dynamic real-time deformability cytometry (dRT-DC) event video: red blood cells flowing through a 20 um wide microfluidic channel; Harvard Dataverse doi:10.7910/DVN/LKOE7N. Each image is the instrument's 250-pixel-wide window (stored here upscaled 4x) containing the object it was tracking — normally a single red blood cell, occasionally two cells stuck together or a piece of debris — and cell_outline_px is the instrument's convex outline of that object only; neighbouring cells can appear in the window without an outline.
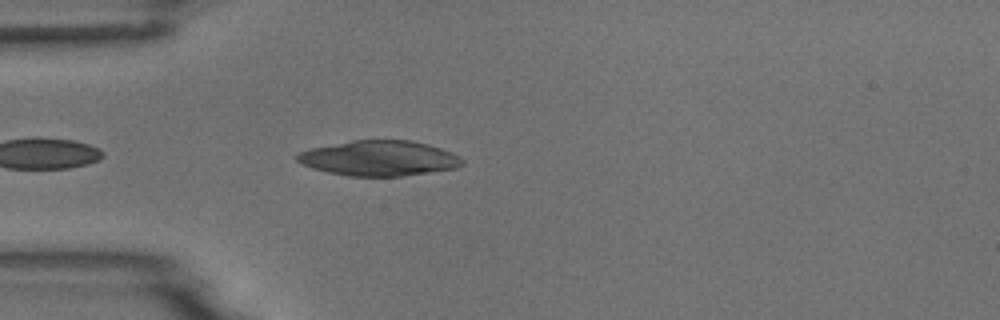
{"species": "common noctule bat (a hibernating species)", "species_latin": "Nyctalus noctula", "temperature_condition": "room temperature", "stored_images_in_passage": 8, "camera_frame_rate_fps": 3000, "um_per_image_px": 0.085, "animal": {"sex": "male", "body_mass_g": 18.8}, "frame": {"image": 1, "passage_image": 3, "time_ms": 0.667, "image_size_px": [1000, 320], "cell_outline_px": [[464, 164], [456, 168], [400, 176], [348, 176], [328, 172], [312, 168], [296, 160], [296, 156], [300, 152], [312, 148], [352, 140], [412, 140], [428, 144], [452, 152], [460, 156], [464, 160]], "centroid_in_image_um": [32.26, 13.44], "position_along_channel_um": 52.7, "area_um2": 33.76}}